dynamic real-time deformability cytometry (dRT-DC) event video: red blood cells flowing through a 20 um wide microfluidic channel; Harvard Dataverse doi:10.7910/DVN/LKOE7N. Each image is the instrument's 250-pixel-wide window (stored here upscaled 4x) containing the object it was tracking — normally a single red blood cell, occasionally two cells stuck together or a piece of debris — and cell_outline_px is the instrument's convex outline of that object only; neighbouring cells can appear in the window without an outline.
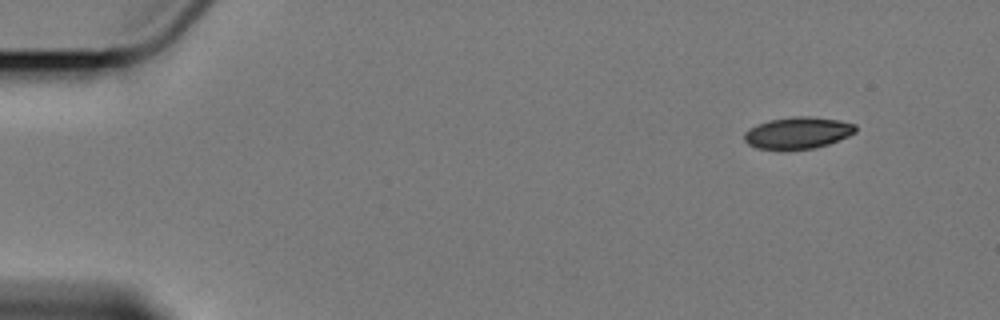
{"species": "Egyptian fruit bat (a non-hibernating species)", "species_latin": "Rousettus aegyptiacus", "temperature_condition": "cold", "stored_images_in_passage": 4, "camera_frame_rate_fps": 3000, "um_per_image_px": 0.085, "animal": {"sex": "female"}, "frame": {"image": 1, "passage_image": 1, "time_ms": 0.0, "image_size_px": [1000, 320], "cell_outline_px": [[856, 132], [848, 136], [828, 144], [812, 148], [780, 152], [756, 148], [748, 144], [744, 140], [744, 132], [768, 120], [796, 116], [808, 116], [840, 120], [856, 124]], "centroid_in_image_um": [67.8, 11.32], "position_along_channel_um": 17.2, "area_um2": 20.92}}